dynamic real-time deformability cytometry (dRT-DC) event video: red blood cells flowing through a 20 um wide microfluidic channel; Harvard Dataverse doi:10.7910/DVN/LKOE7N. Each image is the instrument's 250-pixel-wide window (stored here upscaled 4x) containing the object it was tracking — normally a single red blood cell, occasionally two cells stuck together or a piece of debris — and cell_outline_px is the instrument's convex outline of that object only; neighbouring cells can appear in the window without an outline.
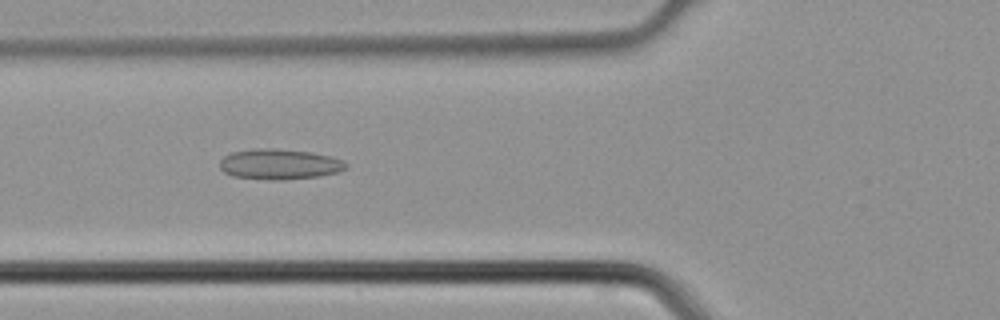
{"species": "common noctule bat (a hibernating species)", "species_latin": "Nyctalus noctula", "temperature_condition": "cold", "stored_images_in_passage": 36, "camera_frame_rate_fps": 3000, "um_per_image_px": 0.085, "animal": {"sex": "male", "body_mass_g": 21.5, "forearm_length_mm": 52.0}, "frame": {"image": 1, "passage_image": 11, "time_ms": 3.333, "image_size_px": [1000, 320], "cell_outline_px": [[348, 168], [340, 172], [320, 176], [284, 180], [268, 180], [232, 176], [224, 172], [220, 168], [220, 160], [224, 156], [232, 152], [252, 148], [272, 148], [312, 152], [332, 156], [344, 160], [348, 164]], "centroid_in_image_um": [23.79, 13.96], "position_along_channel_um": 102.0, "area_um2": 22.83}}
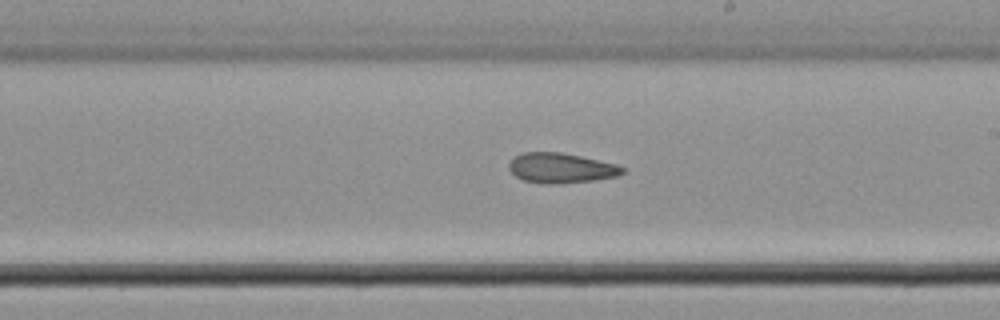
{"frame": {"image": 2, "passage_image": 20, "time_ms": 6.333, "image_size_px": [1000, 320], "cell_outline_px": [[628, 168], [624, 172], [616, 176], [592, 180], [560, 184], [544, 184], [524, 180], [516, 176], [508, 168], [508, 164], [516, 156], [524, 152], [560, 152], [580, 156], [616, 164]], "centroid_in_image_um": [47.69, 14.28], "position_along_channel_um": 241.3, "area_um2": 19.77}}
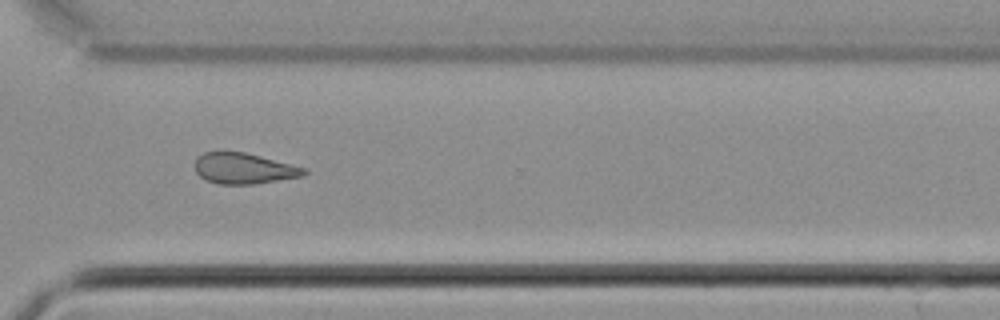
{"frame": {"image": 3, "passage_image": 27, "time_ms": 8.667, "image_size_px": [1000, 320], "cell_outline_px": [[308, 172], [304, 176], [252, 184], [220, 184], [208, 180], [200, 176], [196, 172], [196, 156], [204, 152], [220, 148], [224, 148], [244, 152], [292, 164], [304, 168]], "centroid_in_image_um": [20.68, 14.27], "position_along_channel_um": 349.9, "area_um2": 20.0}}